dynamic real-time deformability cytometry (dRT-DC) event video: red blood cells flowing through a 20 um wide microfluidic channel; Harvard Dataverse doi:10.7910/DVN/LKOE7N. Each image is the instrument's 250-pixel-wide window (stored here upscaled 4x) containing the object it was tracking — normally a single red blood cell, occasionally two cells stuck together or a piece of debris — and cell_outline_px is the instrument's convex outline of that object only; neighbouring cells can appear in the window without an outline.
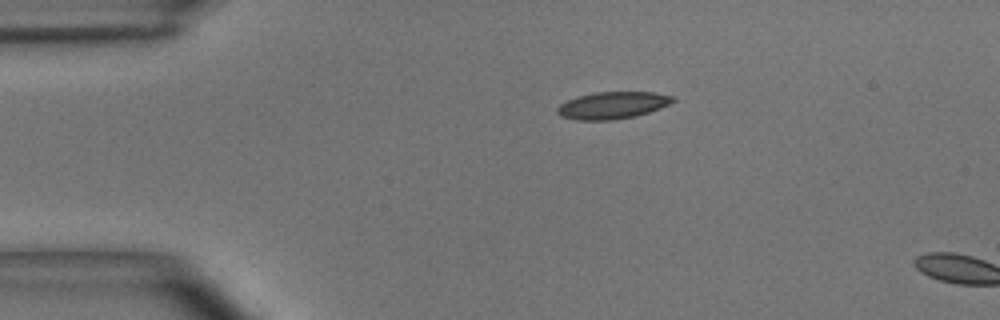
{"species": "common noctule bat (a hibernating species)", "species_latin": "Nyctalus noctula", "temperature_condition": "room temperature", "stored_images_in_passage": 3, "camera_frame_rate_fps": 3000, "um_per_image_px": 0.085, "animal": {"sex": "male", "body_mass_g": 15.6}, "frame": {"image": 1, "passage_image": 1, "time_ms": 0.0, "image_size_px": [1000, 320], "cell_outline_px": [[676, 100], [660, 108], [636, 116], [612, 120], [576, 120], [560, 116], [556, 112], [556, 108], [560, 104], [576, 96], [596, 92], [652, 92], [672, 96]], "centroid_in_image_um": [52.02, 8.95], "position_along_channel_um": 33.0, "area_um2": 18.21}}